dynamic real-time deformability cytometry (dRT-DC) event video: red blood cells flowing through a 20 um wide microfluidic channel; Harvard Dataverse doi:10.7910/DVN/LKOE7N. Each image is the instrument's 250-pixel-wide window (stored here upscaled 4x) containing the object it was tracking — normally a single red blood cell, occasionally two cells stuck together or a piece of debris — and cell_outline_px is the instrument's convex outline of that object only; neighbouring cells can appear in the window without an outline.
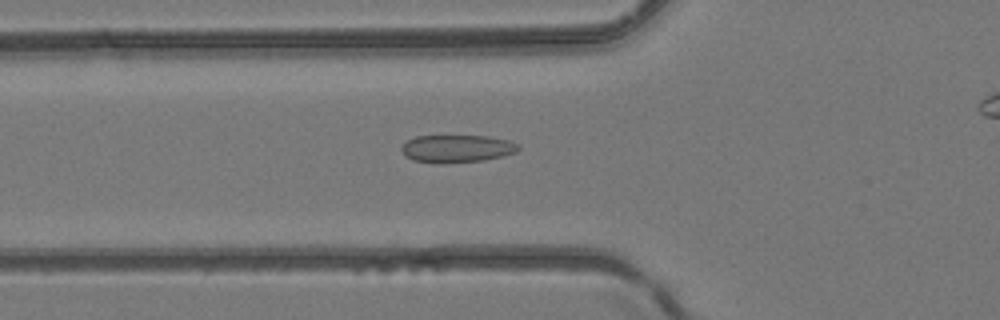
{"species": "common noctule bat (a hibernating species)", "species_latin": "Nyctalus noctula", "temperature_condition": "room temperature", "stored_images_in_passage": 43, "camera_frame_rate_fps": 3000, "um_per_image_px": 0.085, "animal": {"sex": "female", "body_mass_g": 24.6, "forearm_length_mm": 56.2}, "frame": {"image": 1, "passage_image": 18, "time_ms": 5.667, "image_size_px": [1000, 320], "cell_outline_px": [[520, 148], [516, 152], [504, 156], [484, 160], [444, 164], [440, 164], [412, 160], [404, 156], [400, 148], [408, 140], [416, 136], [488, 136], [508, 140], [520, 144]], "centroid_in_image_um": [38.84, 12.64], "position_along_channel_um": 87.0, "area_um2": 19.07}}
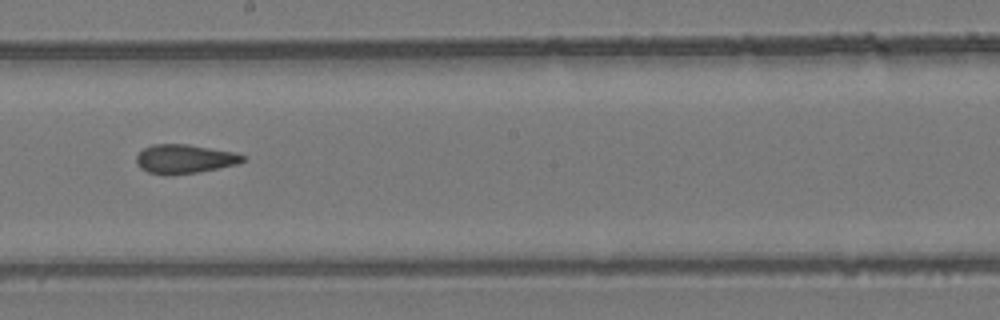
{"frame": {"image": 2, "passage_image": 28, "time_ms": 9.0, "image_size_px": [1000, 320], "cell_outline_px": [[244, 160], [236, 164], [196, 172], [168, 176], [148, 172], [140, 168], [136, 164], [136, 156], [144, 148], [152, 144], [188, 144], [236, 152], [244, 156]], "centroid_in_image_um": [15.64, 13.5], "position_along_channel_um": 232.6, "area_um2": 17.98}}
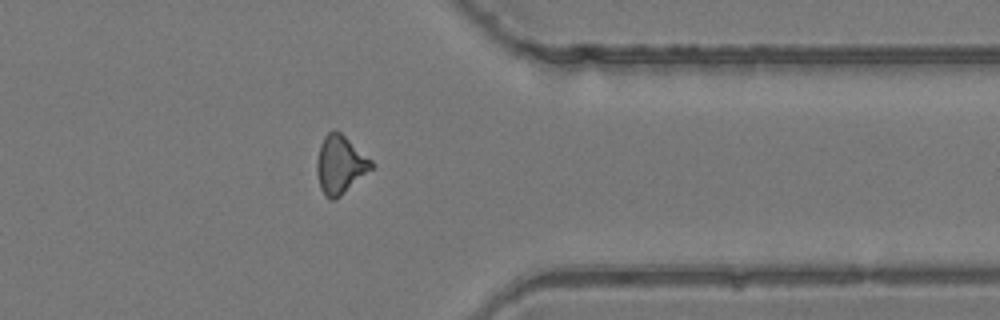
{"frame": {"image": 3, "passage_image": 39, "time_ms": 12.667, "image_size_px": [1000, 320], "cell_outline_px": [[376, 164], [372, 168], [336, 200], [328, 200], [324, 196], [320, 188], [316, 172], [316, 160], [320, 144], [324, 136], [332, 128], [340, 132], [372, 160]], "centroid_in_image_um": [28.88, 14.0], "position_along_channel_um": 382.5, "area_um2": 18.67}}